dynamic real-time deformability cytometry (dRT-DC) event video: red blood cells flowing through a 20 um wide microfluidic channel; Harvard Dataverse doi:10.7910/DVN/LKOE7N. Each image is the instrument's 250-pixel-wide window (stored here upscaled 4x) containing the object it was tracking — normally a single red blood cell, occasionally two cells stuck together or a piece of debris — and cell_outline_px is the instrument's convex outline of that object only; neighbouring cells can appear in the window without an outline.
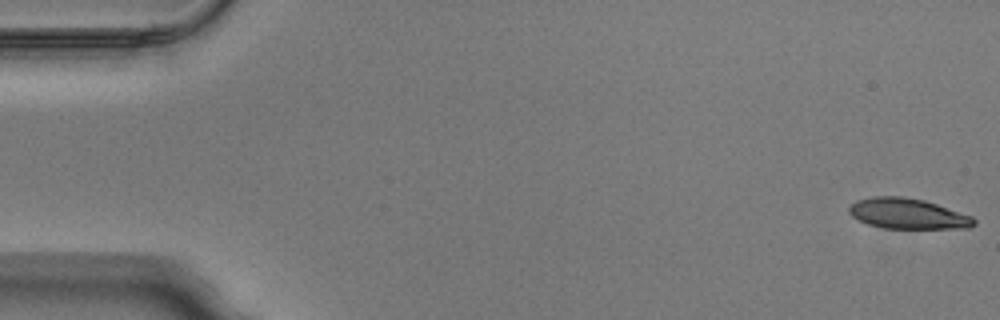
{"species": "Egyptian fruit bat (a non-hibernating species)", "species_latin": "Rousettus aegyptiacus", "temperature_condition": "warm", "stored_images_in_passage": 50, "camera_frame_rate_fps": 3000, "um_per_image_px": 0.085, "animal": {"sex": "male"}, "frame": {"image": 1, "passage_image": 1, "time_ms": 0.0, "image_size_px": [1000, 320], "cell_outline_px": [[976, 224], [968, 228], [884, 228], [868, 224], [852, 216], [848, 212], [848, 208], [856, 200], [872, 196], [900, 196], [924, 200], [972, 216], [976, 220]], "centroid_in_image_um": [77.15, 18.16], "position_along_channel_um": 7.9, "area_um2": 22.08}}
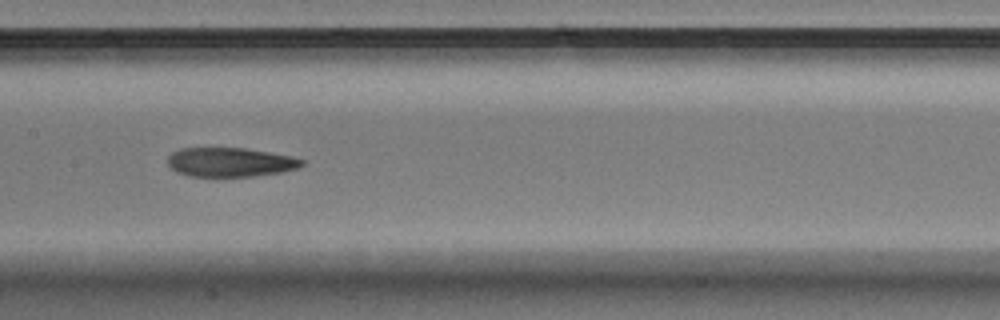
{"frame": {"image": 2, "passage_image": 25, "time_ms": 8.0, "image_size_px": [1000, 320], "cell_outline_px": [[304, 164], [300, 168], [284, 172], [252, 176], [188, 176], [176, 172], [168, 164], [168, 156], [172, 152], [180, 148], [244, 148], [292, 156], [304, 160]], "centroid_in_image_um": [19.59, 13.79], "position_along_channel_um": 187.8, "area_um2": 22.89}}
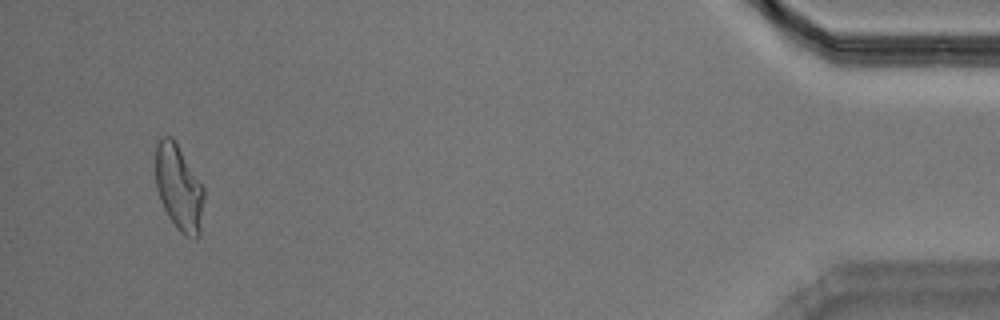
{"frame": {"image": 3, "passage_image": 48, "time_ms": 15.667, "image_size_px": [1000, 320], "cell_outline_px": [[204, 196], [200, 236], [196, 240], [184, 236], [176, 228], [168, 216], [160, 200], [156, 188], [156, 144], [160, 136], [172, 136], [204, 188]], "centroid_in_image_um": [15.21, 16.0], "position_along_channel_um": 420.0, "area_um2": 24.33}, "authors_computed_cell_mechanics": {"area_um2": 23.8136, "velocity_mm_per_s": 4.015, "shape_relaxation_time_tau1_ms": null, "shape_relaxation_time_tau2_ms": 3.7133, "deformation_change_tau1": null, "deformation_change_tau2": 0.1258}}